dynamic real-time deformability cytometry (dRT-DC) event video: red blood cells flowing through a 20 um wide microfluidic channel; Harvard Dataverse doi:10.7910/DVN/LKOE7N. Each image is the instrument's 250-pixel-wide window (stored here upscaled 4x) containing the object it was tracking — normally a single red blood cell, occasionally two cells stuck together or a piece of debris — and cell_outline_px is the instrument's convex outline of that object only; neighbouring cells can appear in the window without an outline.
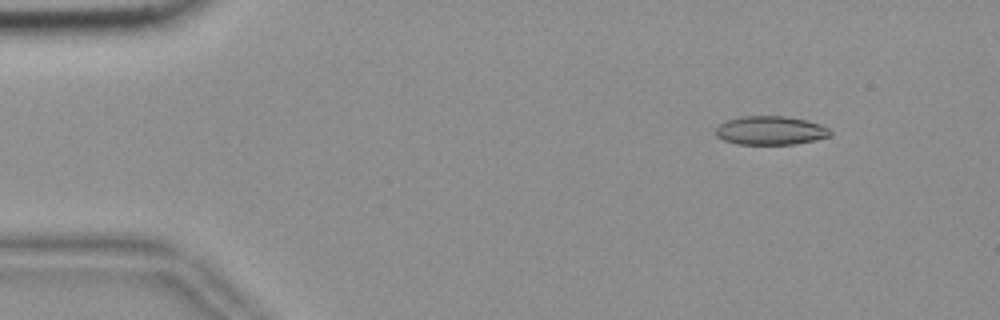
{"species": "common noctule bat (a hibernating species)", "species_latin": "Nyctalus noctula", "temperature_condition": "room temperature", "stored_images_in_passage": 20, "camera_frame_rate_fps": 3000, "um_per_image_px": 0.085, "animal": {"sex": "female", "body_mass_g": 18.4}, "frame": {"image": 1, "passage_image": 3, "time_ms": 0.667, "image_size_px": [1000, 320], "cell_outline_px": [[832, 136], [796, 144], [736, 144], [724, 140], [716, 136], [716, 128], [720, 124], [728, 120], [740, 116], [784, 116], [808, 120], [820, 124], [828, 128], [832, 132]], "centroid_in_image_um": [65.52, 11.09], "position_along_channel_um": 19.5, "area_um2": 19.25}}
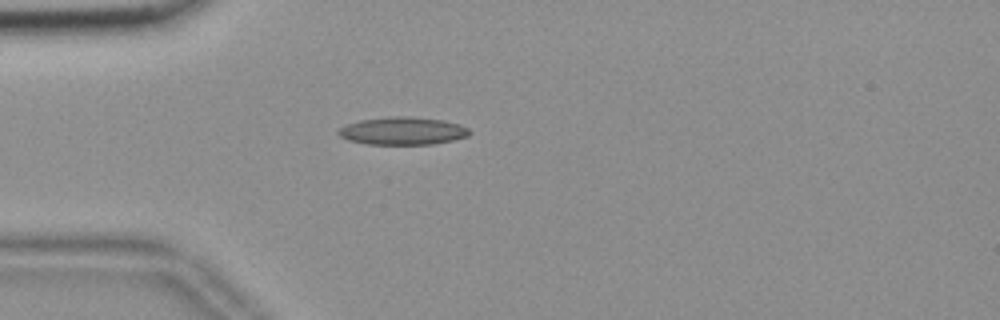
{"frame": {"image": 2, "passage_image": 12, "time_ms": 3.667, "image_size_px": [1000, 320], "cell_outline_px": [[472, 132], [468, 136], [452, 140], [432, 144], [368, 144], [348, 140], [340, 136], [336, 132], [340, 128], [348, 124], [360, 120], [388, 116], [408, 116], [444, 120], [460, 124], [468, 128]], "centroid_in_image_um": [34.24, 11.12], "position_along_channel_um": 50.8, "area_um2": 21.21}}